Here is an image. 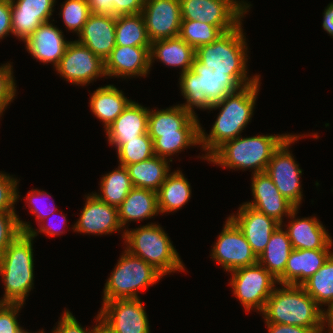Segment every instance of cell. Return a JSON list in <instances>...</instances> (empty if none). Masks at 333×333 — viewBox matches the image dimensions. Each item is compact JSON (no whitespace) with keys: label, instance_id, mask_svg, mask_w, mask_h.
<instances>
[{"label":"cell","instance_id":"obj_1","mask_svg":"<svg viewBox=\"0 0 333 333\" xmlns=\"http://www.w3.org/2000/svg\"><path fill=\"white\" fill-rule=\"evenodd\" d=\"M197 115L181 105L162 110H150L148 135L153 140L154 155L167 157L184 148L200 144V123Z\"/></svg>","mask_w":333,"mask_h":333},{"label":"cell","instance_id":"obj_2","mask_svg":"<svg viewBox=\"0 0 333 333\" xmlns=\"http://www.w3.org/2000/svg\"><path fill=\"white\" fill-rule=\"evenodd\" d=\"M260 78L250 85L241 87L233 94H228L210 108L221 111L212 125L210 134H205L200 125V144L207 152V159L225 141L241 136L242 130L250 122L259 92ZM221 107V108H220Z\"/></svg>","mask_w":333,"mask_h":333},{"label":"cell","instance_id":"obj_3","mask_svg":"<svg viewBox=\"0 0 333 333\" xmlns=\"http://www.w3.org/2000/svg\"><path fill=\"white\" fill-rule=\"evenodd\" d=\"M247 73L188 70L180 74L179 78L181 93L186 99V103L180 105L194 114V106L210 110L213 104L228 94H233L260 78L259 75L250 78Z\"/></svg>","mask_w":333,"mask_h":333},{"label":"cell","instance_id":"obj_4","mask_svg":"<svg viewBox=\"0 0 333 333\" xmlns=\"http://www.w3.org/2000/svg\"><path fill=\"white\" fill-rule=\"evenodd\" d=\"M262 314L266 323L301 326L316 333L322 330V309L299 285L274 288Z\"/></svg>","mask_w":333,"mask_h":333},{"label":"cell","instance_id":"obj_5","mask_svg":"<svg viewBox=\"0 0 333 333\" xmlns=\"http://www.w3.org/2000/svg\"><path fill=\"white\" fill-rule=\"evenodd\" d=\"M290 134L241 136L225 141L207 160L227 169H254L252 174L266 171L273 152Z\"/></svg>","mask_w":333,"mask_h":333},{"label":"cell","instance_id":"obj_6","mask_svg":"<svg viewBox=\"0 0 333 333\" xmlns=\"http://www.w3.org/2000/svg\"><path fill=\"white\" fill-rule=\"evenodd\" d=\"M33 237L20 233L0 256L5 292L2 303L24 304L34 282Z\"/></svg>","mask_w":333,"mask_h":333},{"label":"cell","instance_id":"obj_7","mask_svg":"<svg viewBox=\"0 0 333 333\" xmlns=\"http://www.w3.org/2000/svg\"><path fill=\"white\" fill-rule=\"evenodd\" d=\"M122 238L127 242L126 250L130 254L142 258L163 276L185 270L169 236L159 225L148 223L130 231L124 230Z\"/></svg>","mask_w":333,"mask_h":333},{"label":"cell","instance_id":"obj_8","mask_svg":"<svg viewBox=\"0 0 333 333\" xmlns=\"http://www.w3.org/2000/svg\"><path fill=\"white\" fill-rule=\"evenodd\" d=\"M242 23L224 33L216 41L198 47L192 70L247 72V43Z\"/></svg>","mask_w":333,"mask_h":333},{"label":"cell","instance_id":"obj_9","mask_svg":"<svg viewBox=\"0 0 333 333\" xmlns=\"http://www.w3.org/2000/svg\"><path fill=\"white\" fill-rule=\"evenodd\" d=\"M120 257L105 283L103 302L139 298L137 290H145L164 277L149 263L130 254L126 249Z\"/></svg>","mask_w":333,"mask_h":333},{"label":"cell","instance_id":"obj_10","mask_svg":"<svg viewBox=\"0 0 333 333\" xmlns=\"http://www.w3.org/2000/svg\"><path fill=\"white\" fill-rule=\"evenodd\" d=\"M182 20H198L224 33L238 27L250 4L237 0H179Z\"/></svg>","mask_w":333,"mask_h":333},{"label":"cell","instance_id":"obj_11","mask_svg":"<svg viewBox=\"0 0 333 333\" xmlns=\"http://www.w3.org/2000/svg\"><path fill=\"white\" fill-rule=\"evenodd\" d=\"M232 275L229 282L232 286L233 295L239 299L245 310H257L263 312L267 299L271 296L278 284L266 268L259 263L241 267L230 272Z\"/></svg>","mask_w":333,"mask_h":333},{"label":"cell","instance_id":"obj_12","mask_svg":"<svg viewBox=\"0 0 333 333\" xmlns=\"http://www.w3.org/2000/svg\"><path fill=\"white\" fill-rule=\"evenodd\" d=\"M300 137L303 136L290 134L273 152L265 171L273 180L279 192L296 208H299L303 199L301 181L299 180L300 175H302V169L299 168L290 153L289 146Z\"/></svg>","mask_w":333,"mask_h":333},{"label":"cell","instance_id":"obj_13","mask_svg":"<svg viewBox=\"0 0 333 333\" xmlns=\"http://www.w3.org/2000/svg\"><path fill=\"white\" fill-rule=\"evenodd\" d=\"M101 325L110 333H150L146 311L140 298L115 299L102 303Z\"/></svg>","mask_w":333,"mask_h":333},{"label":"cell","instance_id":"obj_14","mask_svg":"<svg viewBox=\"0 0 333 333\" xmlns=\"http://www.w3.org/2000/svg\"><path fill=\"white\" fill-rule=\"evenodd\" d=\"M211 258L228 272L258 263V257L252 251L251 245L230 217L212 248Z\"/></svg>","mask_w":333,"mask_h":333},{"label":"cell","instance_id":"obj_15","mask_svg":"<svg viewBox=\"0 0 333 333\" xmlns=\"http://www.w3.org/2000/svg\"><path fill=\"white\" fill-rule=\"evenodd\" d=\"M56 71L66 81L81 86L106 76L105 62L77 40L69 42Z\"/></svg>","mask_w":333,"mask_h":333},{"label":"cell","instance_id":"obj_16","mask_svg":"<svg viewBox=\"0 0 333 333\" xmlns=\"http://www.w3.org/2000/svg\"><path fill=\"white\" fill-rule=\"evenodd\" d=\"M141 14L151 42L179 36L182 21L179 0H145Z\"/></svg>","mask_w":333,"mask_h":333},{"label":"cell","instance_id":"obj_17","mask_svg":"<svg viewBox=\"0 0 333 333\" xmlns=\"http://www.w3.org/2000/svg\"><path fill=\"white\" fill-rule=\"evenodd\" d=\"M78 221L73 230L80 233L106 235L123 230L118 217V207L100 200L94 193L87 196Z\"/></svg>","mask_w":333,"mask_h":333},{"label":"cell","instance_id":"obj_18","mask_svg":"<svg viewBox=\"0 0 333 333\" xmlns=\"http://www.w3.org/2000/svg\"><path fill=\"white\" fill-rule=\"evenodd\" d=\"M251 180L254 201L245 204L282 224L283 216H289L296 207L279 192L266 172L253 174Z\"/></svg>","mask_w":333,"mask_h":333},{"label":"cell","instance_id":"obj_19","mask_svg":"<svg viewBox=\"0 0 333 333\" xmlns=\"http://www.w3.org/2000/svg\"><path fill=\"white\" fill-rule=\"evenodd\" d=\"M56 0H11V27L22 41L45 22H49Z\"/></svg>","mask_w":333,"mask_h":333},{"label":"cell","instance_id":"obj_20","mask_svg":"<svg viewBox=\"0 0 333 333\" xmlns=\"http://www.w3.org/2000/svg\"><path fill=\"white\" fill-rule=\"evenodd\" d=\"M229 217L241 229L257 257L265 250L272 233L280 225L274 218L245 203L240 205L236 216Z\"/></svg>","mask_w":333,"mask_h":333},{"label":"cell","instance_id":"obj_21","mask_svg":"<svg viewBox=\"0 0 333 333\" xmlns=\"http://www.w3.org/2000/svg\"><path fill=\"white\" fill-rule=\"evenodd\" d=\"M115 26L116 17L91 13L77 41L105 62L116 46Z\"/></svg>","mask_w":333,"mask_h":333},{"label":"cell","instance_id":"obj_22","mask_svg":"<svg viewBox=\"0 0 333 333\" xmlns=\"http://www.w3.org/2000/svg\"><path fill=\"white\" fill-rule=\"evenodd\" d=\"M150 47L116 45L105 60L106 76H146L150 71Z\"/></svg>","mask_w":333,"mask_h":333},{"label":"cell","instance_id":"obj_23","mask_svg":"<svg viewBox=\"0 0 333 333\" xmlns=\"http://www.w3.org/2000/svg\"><path fill=\"white\" fill-rule=\"evenodd\" d=\"M70 41L64 39L63 32L50 22L42 23L24 41L29 53L40 62L52 63L56 68Z\"/></svg>","mask_w":333,"mask_h":333},{"label":"cell","instance_id":"obj_24","mask_svg":"<svg viewBox=\"0 0 333 333\" xmlns=\"http://www.w3.org/2000/svg\"><path fill=\"white\" fill-rule=\"evenodd\" d=\"M299 208H295L287 217L292 220L286 226V231L292 249H330L332 237L316 217L295 219Z\"/></svg>","mask_w":333,"mask_h":333},{"label":"cell","instance_id":"obj_25","mask_svg":"<svg viewBox=\"0 0 333 333\" xmlns=\"http://www.w3.org/2000/svg\"><path fill=\"white\" fill-rule=\"evenodd\" d=\"M149 109L131 101L125 110L105 129L109 144L124 145V140L137 139L148 132Z\"/></svg>","mask_w":333,"mask_h":333},{"label":"cell","instance_id":"obj_26","mask_svg":"<svg viewBox=\"0 0 333 333\" xmlns=\"http://www.w3.org/2000/svg\"><path fill=\"white\" fill-rule=\"evenodd\" d=\"M331 254L330 249H292L284 273L277 279L278 284L301 286L322 267Z\"/></svg>","mask_w":333,"mask_h":333},{"label":"cell","instance_id":"obj_27","mask_svg":"<svg viewBox=\"0 0 333 333\" xmlns=\"http://www.w3.org/2000/svg\"><path fill=\"white\" fill-rule=\"evenodd\" d=\"M149 54L150 67L159 59L170 67H180L181 74L192 69L195 59V49L180 36L151 42Z\"/></svg>","mask_w":333,"mask_h":333},{"label":"cell","instance_id":"obj_28","mask_svg":"<svg viewBox=\"0 0 333 333\" xmlns=\"http://www.w3.org/2000/svg\"><path fill=\"white\" fill-rule=\"evenodd\" d=\"M159 214L157 192L133 187L118 207L119 222L122 227L130 221L153 218Z\"/></svg>","mask_w":333,"mask_h":333},{"label":"cell","instance_id":"obj_29","mask_svg":"<svg viewBox=\"0 0 333 333\" xmlns=\"http://www.w3.org/2000/svg\"><path fill=\"white\" fill-rule=\"evenodd\" d=\"M168 159L154 155L153 157L126 165L133 187L149 189L157 192L169 174Z\"/></svg>","mask_w":333,"mask_h":333},{"label":"cell","instance_id":"obj_30","mask_svg":"<svg viewBox=\"0 0 333 333\" xmlns=\"http://www.w3.org/2000/svg\"><path fill=\"white\" fill-rule=\"evenodd\" d=\"M131 101L124 96L122 90L106 85L92 93L89 104L93 114L104 123L106 129Z\"/></svg>","mask_w":333,"mask_h":333},{"label":"cell","instance_id":"obj_31","mask_svg":"<svg viewBox=\"0 0 333 333\" xmlns=\"http://www.w3.org/2000/svg\"><path fill=\"white\" fill-rule=\"evenodd\" d=\"M282 224L272 233L265 250L258 256V263L268 270L276 279L283 273L292 251L287 231H283Z\"/></svg>","mask_w":333,"mask_h":333},{"label":"cell","instance_id":"obj_32","mask_svg":"<svg viewBox=\"0 0 333 333\" xmlns=\"http://www.w3.org/2000/svg\"><path fill=\"white\" fill-rule=\"evenodd\" d=\"M191 197V187L180 170L169 173L157 191L158 209L160 213L180 209Z\"/></svg>","mask_w":333,"mask_h":333},{"label":"cell","instance_id":"obj_33","mask_svg":"<svg viewBox=\"0 0 333 333\" xmlns=\"http://www.w3.org/2000/svg\"><path fill=\"white\" fill-rule=\"evenodd\" d=\"M116 45L150 47L144 19L141 13L118 15L115 26Z\"/></svg>","mask_w":333,"mask_h":333},{"label":"cell","instance_id":"obj_34","mask_svg":"<svg viewBox=\"0 0 333 333\" xmlns=\"http://www.w3.org/2000/svg\"><path fill=\"white\" fill-rule=\"evenodd\" d=\"M100 188V195L94 194L105 203L119 207L133 188L127 168L119 165L114 171L104 175Z\"/></svg>","mask_w":333,"mask_h":333},{"label":"cell","instance_id":"obj_35","mask_svg":"<svg viewBox=\"0 0 333 333\" xmlns=\"http://www.w3.org/2000/svg\"><path fill=\"white\" fill-rule=\"evenodd\" d=\"M301 286L319 306L333 303V252L322 267Z\"/></svg>","mask_w":333,"mask_h":333},{"label":"cell","instance_id":"obj_36","mask_svg":"<svg viewBox=\"0 0 333 333\" xmlns=\"http://www.w3.org/2000/svg\"><path fill=\"white\" fill-rule=\"evenodd\" d=\"M224 32L198 20H182L179 36L195 50L216 41Z\"/></svg>","mask_w":333,"mask_h":333},{"label":"cell","instance_id":"obj_37","mask_svg":"<svg viewBox=\"0 0 333 333\" xmlns=\"http://www.w3.org/2000/svg\"><path fill=\"white\" fill-rule=\"evenodd\" d=\"M116 152L122 166L145 161L154 156L153 140L147 132L137 139L124 140V145L119 146Z\"/></svg>","mask_w":333,"mask_h":333},{"label":"cell","instance_id":"obj_38","mask_svg":"<svg viewBox=\"0 0 333 333\" xmlns=\"http://www.w3.org/2000/svg\"><path fill=\"white\" fill-rule=\"evenodd\" d=\"M59 15L68 30L79 34L91 12L86 0H66Z\"/></svg>","mask_w":333,"mask_h":333},{"label":"cell","instance_id":"obj_39","mask_svg":"<svg viewBox=\"0 0 333 333\" xmlns=\"http://www.w3.org/2000/svg\"><path fill=\"white\" fill-rule=\"evenodd\" d=\"M16 212H0V256L22 233Z\"/></svg>","mask_w":333,"mask_h":333},{"label":"cell","instance_id":"obj_40","mask_svg":"<svg viewBox=\"0 0 333 333\" xmlns=\"http://www.w3.org/2000/svg\"><path fill=\"white\" fill-rule=\"evenodd\" d=\"M17 179L0 173V212H16L14 205L20 197L17 192Z\"/></svg>","mask_w":333,"mask_h":333},{"label":"cell","instance_id":"obj_41","mask_svg":"<svg viewBox=\"0 0 333 333\" xmlns=\"http://www.w3.org/2000/svg\"><path fill=\"white\" fill-rule=\"evenodd\" d=\"M12 70L13 68L9 63L0 66V113H3L15 98L16 84Z\"/></svg>","mask_w":333,"mask_h":333},{"label":"cell","instance_id":"obj_42","mask_svg":"<svg viewBox=\"0 0 333 333\" xmlns=\"http://www.w3.org/2000/svg\"><path fill=\"white\" fill-rule=\"evenodd\" d=\"M23 304L2 303L0 305V333H19L20 327L17 315Z\"/></svg>","mask_w":333,"mask_h":333},{"label":"cell","instance_id":"obj_43","mask_svg":"<svg viewBox=\"0 0 333 333\" xmlns=\"http://www.w3.org/2000/svg\"><path fill=\"white\" fill-rule=\"evenodd\" d=\"M96 320L99 323L98 325L96 324L92 330L87 328L84 329L72 315V313L69 310H65L60 321L58 322V326L54 328L52 333H96L98 327L101 325L99 313L98 316H96Z\"/></svg>","mask_w":333,"mask_h":333},{"label":"cell","instance_id":"obj_44","mask_svg":"<svg viewBox=\"0 0 333 333\" xmlns=\"http://www.w3.org/2000/svg\"><path fill=\"white\" fill-rule=\"evenodd\" d=\"M45 196L49 197V194L43 190L33 189L28 192V195L25 197L29 203L28 207H30V212L36 216L37 221L40 223L41 221L45 222V219L52 213H56L55 207H52V209L48 206L45 207L46 209L44 207H42L44 209L41 208L42 205L40 206V201H42V198Z\"/></svg>","mask_w":333,"mask_h":333},{"label":"cell","instance_id":"obj_45","mask_svg":"<svg viewBox=\"0 0 333 333\" xmlns=\"http://www.w3.org/2000/svg\"><path fill=\"white\" fill-rule=\"evenodd\" d=\"M145 0H108V4H113L115 17L118 15L141 13Z\"/></svg>","mask_w":333,"mask_h":333},{"label":"cell","instance_id":"obj_46","mask_svg":"<svg viewBox=\"0 0 333 333\" xmlns=\"http://www.w3.org/2000/svg\"><path fill=\"white\" fill-rule=\"evenodd\" d=\"M53 214H55V213H52L51 215L53 216ZM49 216V217H52V216ZM61 222L64 224V222H66L67 223V221H66V216L65 215H63L61 218ZM52 220V219H51ZM19 221V225H20V228H21V231L23 232V233H29L33 238H35L36 236H37V234L39 233V232H42V233H44V234H46V235H49V236H55V235H59V234H61V233H64L63 231H61L60 229H59V227H58V229L57 228H54L53 226H50V225H48V224H46V223H44V221H41V222H43V223H41L39 226H40V229H39V231H36V229L34 230L33 228H31V225L30 224H28V222H23L22 220H18ZM52 222V221H51ZM50 223V222H49ZM43 224V225H42ZM50 224H52V223H50ZM63 224H61V225H63ZM60 230V231H59Z\"/></svg>","mask_w":333,"mask_h":333},{"label":"cell","instance_id":"obj_47","mask_svg":"<svg viewBox=\"0 0 333 333\" xmlns=\"http://www.w3.org/2000/svg\"><path fill=\"white\" fill-rule=\"evenodd\" d=\"M12 33L11 0H0V39Z\"/></svg>","mask_w":333,"mask_h":333},{"label":"cell","instance_id":"obj_48","mask_svg":"<svg viewBox=\"0 0 333 333\" xmlns=\"http://www.w3.org/2000/svg\"><path fill=\"white\" fill-rule=\"evenodd\" d=\"M268 333H316L311 328H304L295 325H284L275 323H266Z\"/></svg>","mask_w":333,"mask_h":333},{"label":"cell","instance_id":"obj_49","mask_svg":"<svg viewBox=\"0 0 333 333\" xmlns=\"http://www.w3.org/2000/svg\"><path fill=\"white\" fill-rule=\"evenodd\" d=\"M90 12L93 14L110 15L115 17L113 4H108V0H86Z\"/></svg>","mask_w":333,"mask_h":333},{"label":"cell","instance_id":"obj_50","mask_svg":"<svg viewBox=\"0 0 333 333\" xmlns=\"http://www.w3.org/2000/svg\"><path fill=\"white\" fill-rule=\"evenodd\" d=\"M323 14L322 26L333 38V3L328 4Z\"/></svg>","mask_w":333,"mask_h":333},{"label":"cell","instance_id":"obj_51","mask_svg":"<svg viewBox=\"0 0 333 333\" xmlns=\"http://www.w3.org/2000/svg\"><path fill=\"white\" fill-rule=\"evenodd\" d=\"M327 306H328V309L326 311L322 310V330H321V332L324 331V328L327 324L328 331H329L328 333H333V303H330Z\"/></svg>","mask_w":333,"mask_h":333},{"label":"cell","instance_id":"obj_52","mask_svg":"<svg viewBox=\"0 0 333 333\" xmlns=\"http://www.w3.org/2000/svg\"><path fill=\"white\" fill-rule=\"evenodd\" d=\"M96 333H110L108 330H106L102 325H100L96 331Z\"/></svg>","mask_w":333,"mask_h":333},{"label":"cell","instance_id":"obj_53","mask_svg":"<svg viewBox=\"0 0 333 333\" xmlns=\"http://www.w3.org/2000/svg\"><path fill=\"white\" fill-rule=\"evenodd\" d=\"M42 331H39L38 333H41ZM19 333H31V332H28V331H26L25 329L23 330H21Z\"/></svg>","mask_w":333,"mask_h":333}]
</instances>
